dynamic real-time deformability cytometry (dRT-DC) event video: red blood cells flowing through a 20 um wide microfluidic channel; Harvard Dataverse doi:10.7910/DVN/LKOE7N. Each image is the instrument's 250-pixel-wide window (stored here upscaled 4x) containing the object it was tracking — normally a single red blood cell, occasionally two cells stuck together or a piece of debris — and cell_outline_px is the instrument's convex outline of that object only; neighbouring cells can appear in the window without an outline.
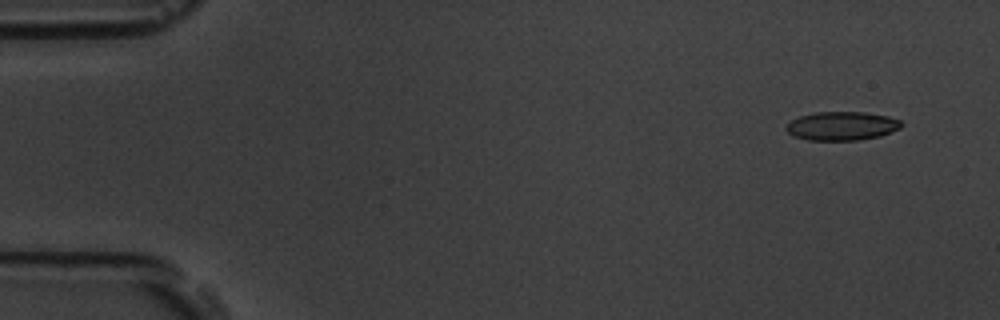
{"species": "common noctule bat (a hibernating species)", "species_latin": "Nyctalus noctula", "temperature_condition": "room temperature", "stored_images_in_passage": 51, "camera_frame_rate_fps": 3000, "um_per_image_px": 0.085, "animal": {"sex": "male", "body_mass_g": 19.5, "forearm_length_mm": 54.6}, "frame": {"image": 1, "passage_image": 1, "time_ms": 0.0, "image_size_px": [1000, 320], "cell_outline_px": [[904, 124], [900, 128], [880, 136], [860, 140], [808, 140], [796, 136], [788, 132], [784, 128], [792, 120], [800, 116], [816, 112], [864, 112], [888, 116], [900, 120]], "centroid_in_image_um": [71.58, 10.7], "position_along_channel_um": 13.4, "area_um2": 19.19}}
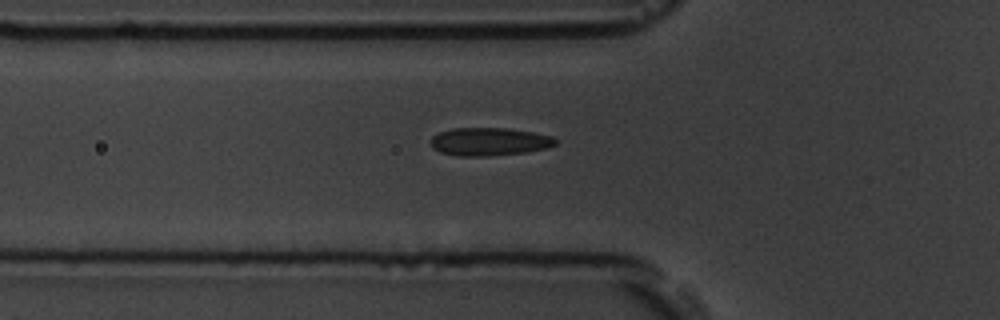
{"frame": {"image": 2, "passage_image": 16, "time_ms": 5.0, "image_size_px": [1000, 320], "cell_outline_px": [[556, 144], [548, 148], [524, 152], [488, 156], [460, 156], [440, 152], [432, 148], [432, 136], [440, 132], [452, 128], [504, 128], [532, 132], [552, 136], [556, 140]], "centroid_in_image_um": [41.58, 12.04], "position_along_channel_um": 84.2, "area_um2": 20.23}}
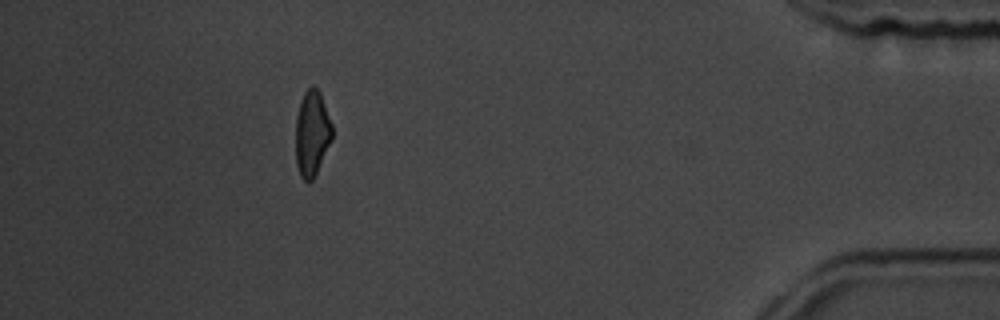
{"frame": {"image": 3, "passage_image": 46, "time_ms": 15.0, "image_size_px": [1000, 320], "cell_outline_px": [[332, 140], [312, 180], [304, 180], [300, 176], [296, 164], [296, 116], [300, 100], [304, 92], [312, 84], [320, 92], [332, 124]], "centroid_in_image_um": [26.51, 11.3], "position_along_channel_um": 408.7, "area_um2": 18.15}, "authors_computed_cell_mechanics": {"area_um2": 19.7098, "velocity_mm_per_s": 3.7883, "shape_relaxation_time_tau1_ms": 4.471, "shape_relaxation_time_tau2_ms": 2.0403, "deformation_change_tau1": 0.1099, "deformation_change_tau2": 0.0652}}